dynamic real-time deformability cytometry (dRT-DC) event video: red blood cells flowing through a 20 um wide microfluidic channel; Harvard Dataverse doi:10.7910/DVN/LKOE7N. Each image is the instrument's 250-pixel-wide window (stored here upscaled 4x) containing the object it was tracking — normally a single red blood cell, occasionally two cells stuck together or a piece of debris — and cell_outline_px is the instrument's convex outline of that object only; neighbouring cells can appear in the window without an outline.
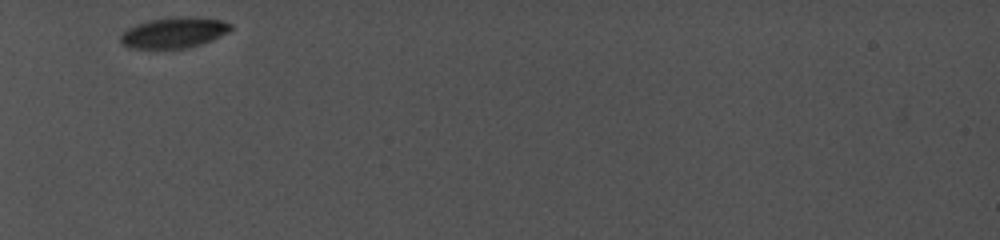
{"species": "common noctule bat (a hibernating species)", "species_latin": "Nyctalus noctula", "temperature_condition": "cold", "stored_images_in_passage": 14, "camera_frame_rate_fps": 5000, "um_per_image_px": 0.085, "animal": {"sex": "female", "body_mass_g": 19.0, "forearm_length_mm": 56.7}, "frame": {"image": 1, "passage_image": 1, "time_ms": 0.0, "image_size_px": [1000, 240], "cell_outline_px": [[232, 28], [228, 32], [220, 36], [200, 44], [188, 48], [128, 48], [120, 40], [120, 36], [128, 28], [136, 24], [148, 20], [176, 16], [192, 16], [220, 20], [232, 24]], "centroid_in_image_um": [14.79, 2.76], "position_along_channel_um": 70.2, "area_um2": 19.65}}
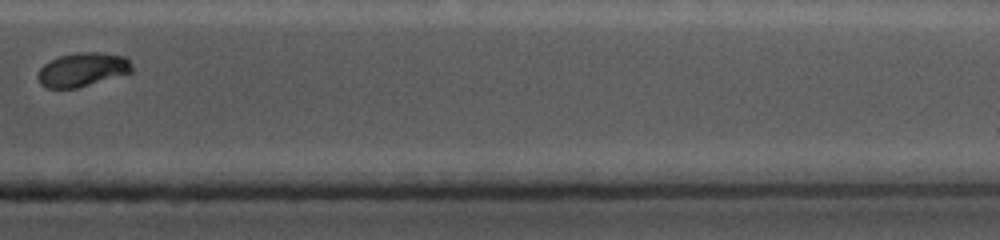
{"frame": {"image": 2, "passage_image": 14, "time_ms": 9.2, "image_size_px": [1000, 240], "cell_outline_px": [[132, 72], [76, 88], [48, 88], [40, 84], [36, 76], [40, 68], [44, 64], [60, 56], [80, 52], [96, 52], [124, 56], [132, 64]], "centroid_in_image_um": [6.99, 5.92], "position_along_channel_um": 404.4, "area_um2": 18.32}}